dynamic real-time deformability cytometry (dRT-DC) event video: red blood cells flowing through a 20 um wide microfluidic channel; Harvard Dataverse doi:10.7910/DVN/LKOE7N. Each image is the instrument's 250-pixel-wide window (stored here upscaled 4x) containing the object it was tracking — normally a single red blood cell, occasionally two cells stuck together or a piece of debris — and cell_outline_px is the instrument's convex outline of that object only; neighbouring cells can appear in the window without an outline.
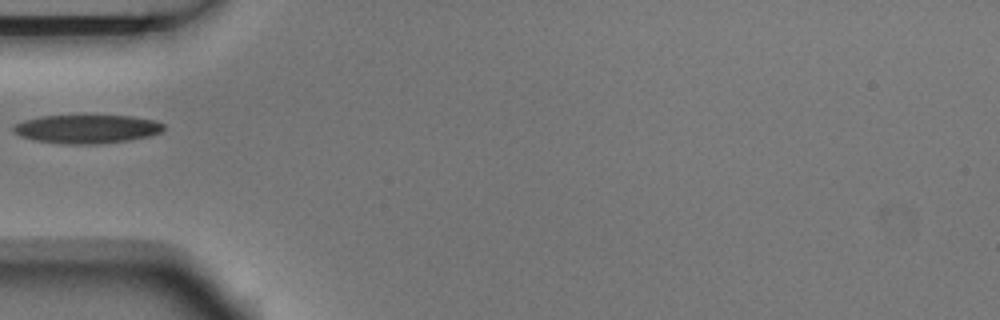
{"species": "Egyptian fruit bat (a non-hibernating species)", "species_latin": "Rousettus aegyptiacus", "temperature_condition": "room temperature", "stored_images_in_passage": 4, "camera_frame_rate_fps": 3000, "um_per_image_px": 0.085, "animal": {"sex": "male"}, "frame": {"image": 1, "passage_image": 4, "time_ms": 1.0, "image_size_px": [1000, 320], "cell_outline_px": [[164, 128], [160, 132], [152, 136], [128, 140], [96, 144], [68, 144], [36, 140], [20, 136], [12, 132], [12, 128], [16, 124], [24, 120], [40, 116], [132, 116], [156, 120], [164, 124]], "centroid_in_image_um": [7.4, 10.96], "position_along_channel_um": 77.6, "area_um2": 24.97}}